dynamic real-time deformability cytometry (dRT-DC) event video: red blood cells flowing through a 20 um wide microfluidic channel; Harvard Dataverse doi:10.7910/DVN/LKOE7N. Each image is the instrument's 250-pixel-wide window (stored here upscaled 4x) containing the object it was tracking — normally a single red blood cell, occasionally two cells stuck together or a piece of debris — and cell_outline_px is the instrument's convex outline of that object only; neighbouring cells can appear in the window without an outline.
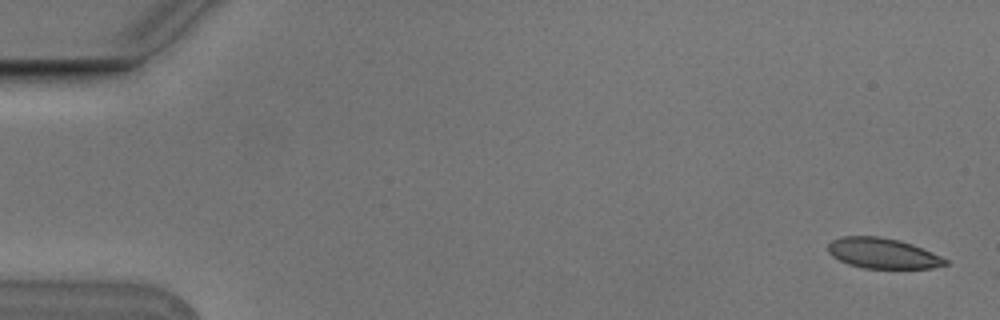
{"species": "Egyptian fruit bat (a non-hibernating species)", "species_latin": "Rousettus aegyptiacus", "temperature_condition": "cold", "stored_images_in_passage": 4, "camera_frame_rate_fps": 3000, "um_per_image_px": 0.085, "animal": {"sex": "male"}, "frame": {"image": 1, "passage_image": 1, "time_ms": 0.0, "image_size_px": [1000, 320], "cell_outline_px": [[948, 264], [932, 268], [864, 268], [848, 264], [832, 256], [828, 252], [828, 244], [832, 240], [844, 236], [880, 236], [900, 240], [912, 244], [932, 252], [948, 260]], "centroid_in_image_um": [75.03, 21.52], "position_along_channel_um": 10.0, "area_um2": 20.75}}